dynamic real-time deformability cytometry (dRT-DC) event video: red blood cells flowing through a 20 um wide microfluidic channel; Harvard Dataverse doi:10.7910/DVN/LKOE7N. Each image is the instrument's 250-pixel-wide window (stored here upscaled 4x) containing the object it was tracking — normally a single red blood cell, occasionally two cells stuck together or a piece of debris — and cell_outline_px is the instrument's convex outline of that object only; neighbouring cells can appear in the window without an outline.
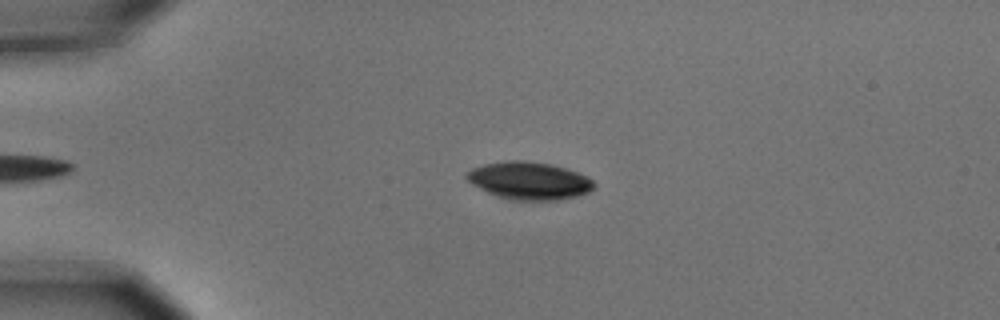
{"species": "common noctule bat (a hibernating species)", "species_latin": "Nyctalus noctula", "temperature_condition": "cold", "stored_images_in_passage": 3, "camera_frame_rate_fps": 3000, "um_per_image_px": 0.085, "animal": {"sex": "male", "body_mass_g": 15.6}, "frame": {"image": 1, "passage_image": 2, "time_ms": 0.333, "image_size_px": [1000, 320], "cell_outline_px": [[596, 184], [588, 192], [576, 196], [556, 200], [512, 200], [488, 192], [472, 184], [464, 176], [464, 172], [472, 168], [484, 164], [504, 160], [524, 160], [552, 164], [588, 176]], "centroid_in_image_um": [44.95, 15.34], "position_along_channel_um": 40.0, "area_um2": 27.86}}